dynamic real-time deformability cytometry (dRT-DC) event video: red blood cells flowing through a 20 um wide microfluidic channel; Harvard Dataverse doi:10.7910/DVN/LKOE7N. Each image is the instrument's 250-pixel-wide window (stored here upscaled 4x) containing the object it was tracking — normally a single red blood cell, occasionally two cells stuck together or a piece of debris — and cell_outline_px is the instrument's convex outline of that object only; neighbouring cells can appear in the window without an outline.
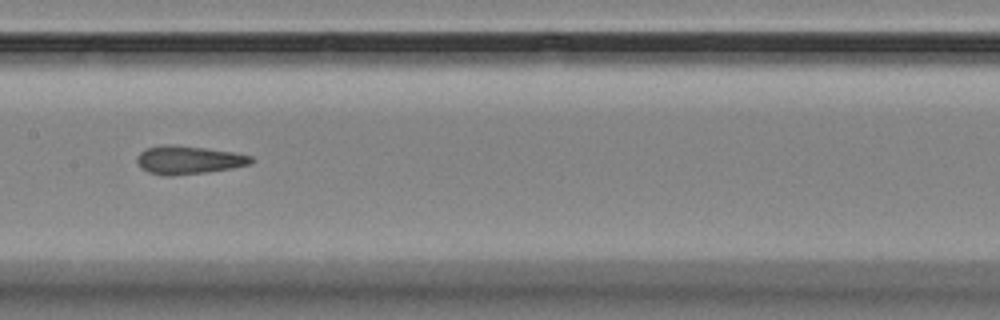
{"species": "Egyptian fruit bat (a non-hibernating species)", "species_latin": "Rousettus aegyptiacus", "temperature_condition": "room temperature", "stored_images_in_passage": 16, "camera_frame_rate_fps": 3000, "um_per_image_px": 0.085, "animal": {"sex": "female"}, "frame": {"image": 1, "passage_image": 8, "time_ms": 8.0, "image_size_px": [1000, 320], "cell_outline_px": [[252, 160], [248, 164], [232, 168], [204, 172], [172, 176], [164, 176], [148, 172], [140, 168], [136, 160], [136, 156], [144, 148], [160, 144], [172, 144], [204, 148], [232, 152], [252, 156]], "centroid_in_image_um": [15.92, 13.59], "position_along_channel_um": 191.5, "area_um2": 18.84}}
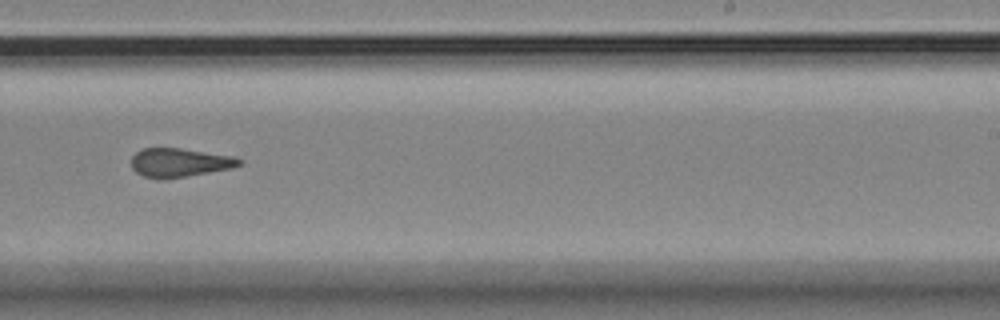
{"frame": {"image": 2, "passage_image": 10, "time_ms": 10.333, "image_size_px": [1000, 320], "cell_outline_px": [[244, 160], [240, 164], [232, 168], [164, 180], [144, 176], [136, 172], [132, 168], [132, 156], [140, 148], [180, 148], [236, 156]], "centroid_in_image_um": [15.27, 13.81], "position_along_channel_um": 273.7, "area_um2": 18.26}}
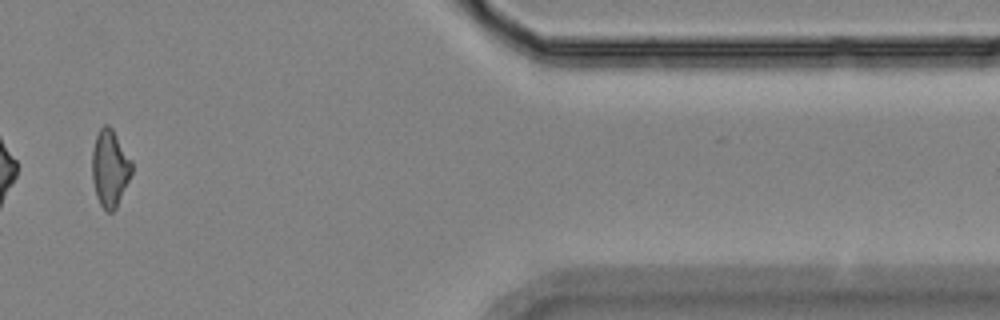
{"frame": {"image": 3, "passage_image": 14, "time_ms": 15.0, "image_size_px": [1000, 320], "cell_outline_px": [[132, 172], [116, 208], [112, 212], [108, 212], [100, 204], [96, 196], [92, 180], [92, 148], [96, 136], [100, 128], [104, 124], [108, 124], [112, 128], [132, 160]], "centroid_in_image_um": [9.33, 14.28], "position_along_channel_um": 402.1, "area_um2": 17.8}, "authors_computed_cell_mechanics": {"area_um2": 18.6983, "velocity_mm_per_s": 3.5565, "shape_relaxation_time_tau1_ms": 3.8672, "shape_relaxation_time_tau2_ms": 1.6851, "deformation_change_tau1": 0.1156, "deformation_change_tau2": 0.0883}}